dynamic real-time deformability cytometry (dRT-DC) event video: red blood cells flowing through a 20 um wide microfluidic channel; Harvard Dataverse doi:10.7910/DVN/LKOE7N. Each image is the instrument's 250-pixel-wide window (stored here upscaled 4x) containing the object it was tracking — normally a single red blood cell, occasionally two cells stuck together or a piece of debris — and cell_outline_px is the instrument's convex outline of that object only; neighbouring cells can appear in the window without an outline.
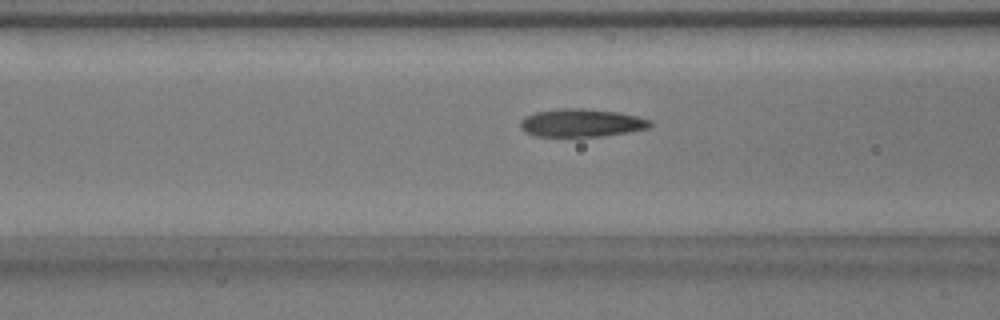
{"species": "common noctule bat (a hibernating species)", "species_latin": "Nyctalus noctula", "temperature_condition": "warm", "stored_images_in_passage": 52, "camera_frame_rate_fps": 3000, "um_per_image_px": 0.085, "animal": {"sex": "male", "body_mass_g": 17.9}, "frame": {"image": 1, "passage_image": 20, "time_ms": 6.333, "image_size_px": [1000, 320], "cell_outline_px": [[652, 124], [648, 128], [628, 132], [600, 136], [532, 136], [524, 132], [520, 128], [520, 120], [524, 116], [536, 112], [560, 108], [580, 108], [616, 112], [636, 116], [652, 120]], "centroid_in_image_um": [49.37, 10.44], "position_along_channel_um": 117.2, "area_um2": 21.15}}
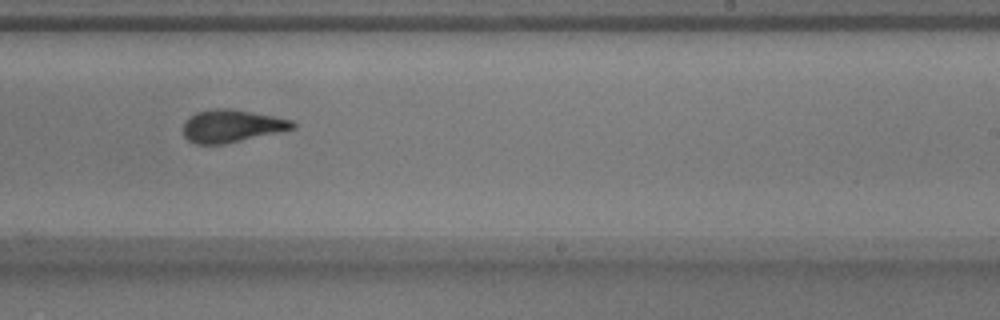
{"frame": {"image": 2, "passage_image": 32, "time_ms": 10.333, "image_size_px": [1000, 320], "cell_outline_px": [[296, 128], [224, 144], [196, 144], [188, 140], [184, 136], [184, 124], [196, 112], [216, 108], [228, 108], [272, 116], [292, 120], [296, 124]], "centroid_in_image_um": [19.7, 10.71], "position_along_channel_um": 269.3, "area_um2": 20.4}}
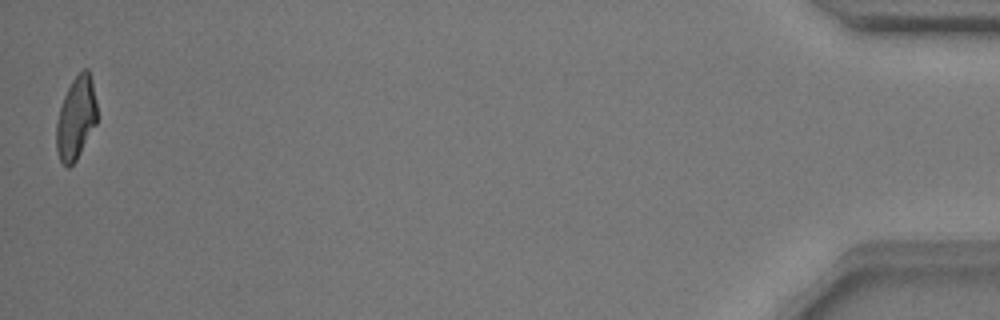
{"frame": {"image": 3, "passage_image": 52, "time_ms": 17.0, "image_size_px": [1000, 320], "cell_outline_px": [[96, 124], [76, 160], [68, 168], [60, 160], [56, 152], [56, 124], [60, 108], [64, 96], [72, 80], [84, 68], [88, 68], [92, 80], [96, 104]], "centroid_in_image_um": [6.45, 10.04], "position_along_channel_um": 428.8, "area_um2": 19.42}, "authors_computed_cell_mechanics": {"area_um2": 20.6635, "velocity_mm_per_s": 3.7996, "shape_relaxation_time_tau1_ms": 4.3442, "shape_relaxation_time_tau2_ms": 1.8122, "deformation_change_tau1": 0.1598, "deformation_change_tau2": 0.0898}}